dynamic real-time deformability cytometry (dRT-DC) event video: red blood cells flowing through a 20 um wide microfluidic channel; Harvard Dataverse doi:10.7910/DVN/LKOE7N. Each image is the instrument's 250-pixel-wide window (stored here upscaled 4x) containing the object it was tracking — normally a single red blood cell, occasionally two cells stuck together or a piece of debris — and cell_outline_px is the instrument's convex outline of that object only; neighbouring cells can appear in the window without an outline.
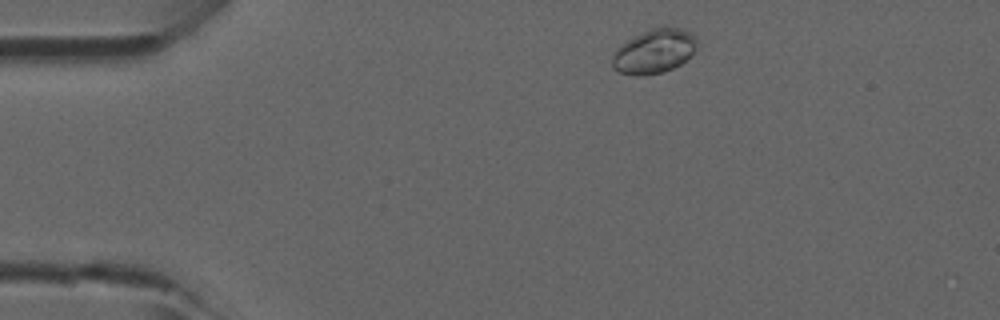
{"species": "common noctule bat (a hibernating species)", "species_latin": "Nyctalus noctula", "temperature_condition": "room temperature", "stored_images_in_passage": 37, "camera_frame_rate_fps": 3000, "um_per_image_px": 0.085, "animal": {"sex": "male", "forearm_length_mm": 52.5}, "frame": {"image": 1, "passage_image": 2, "time_ms": 0.333, "image_size_px": [1000, 320], "cell_outline_px": [[696, 48], [680, 64], [672, 68], [660, 72], [620, 72], [612, 68], [612, 56], [616, 48], [628, 40], [652, 28], [664, 24], [668, 24], [692, 32], [696, 36]], "centroid_in_image_um": [55.64, 4.26], "position_along_channel_um": 29.4, "area_um2": 21.21}}
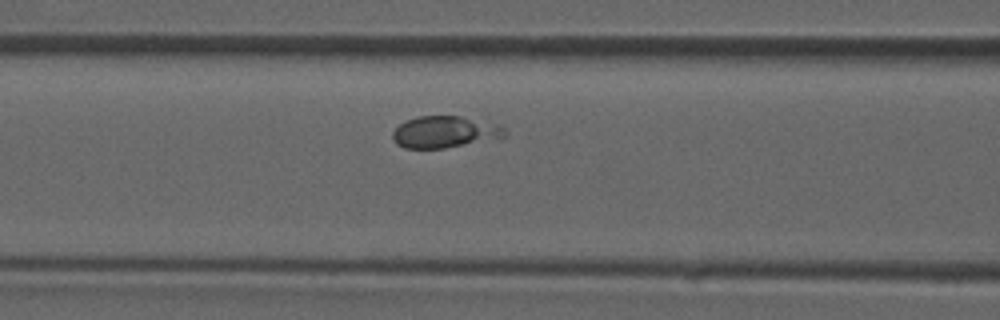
{"frame": {"image": 2, "passage_image": 13, "time_ms": 4.0, "image_size_px": [1000, 320], "cell_outline_px": [[508, 132], [504, 136], [444, 148], [404, 148], [396, 144], [392, 136], [392, 132], [400, 124], [416, 116], [484, 116], [504, 128]], "centroid_in_image_um": [37.86, 11.17], "position_along_channel_um": 128.7, "area_um2": 21.04}}
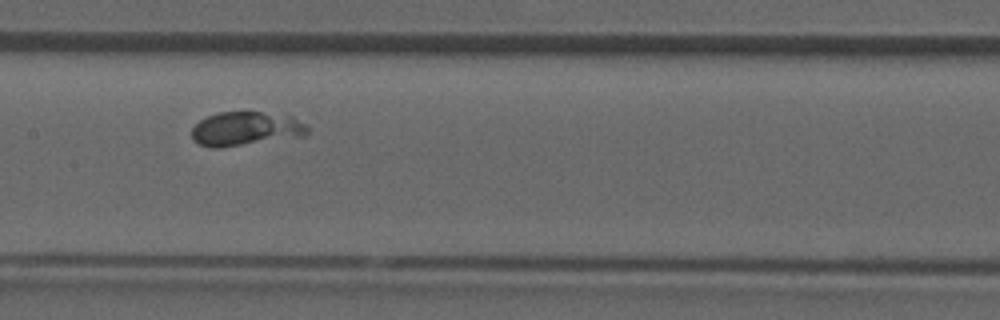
{"frame": {"image": 3, "passage_image": 17, "time_ms": 5.333, "image_size_px": [1000, 320], "cell_outline_px": [[308, 132], [304, 136], [216, 148], [212, 148], [200, 144], [192, 140], [192, 128], [200, 120], [208, 116], [220, 112], [288, 112], [308, 124]], "centroid_in_image_um": [20.98, 10.91], "position_along_channel_um": 186.4, "area_um2": 23.35}}